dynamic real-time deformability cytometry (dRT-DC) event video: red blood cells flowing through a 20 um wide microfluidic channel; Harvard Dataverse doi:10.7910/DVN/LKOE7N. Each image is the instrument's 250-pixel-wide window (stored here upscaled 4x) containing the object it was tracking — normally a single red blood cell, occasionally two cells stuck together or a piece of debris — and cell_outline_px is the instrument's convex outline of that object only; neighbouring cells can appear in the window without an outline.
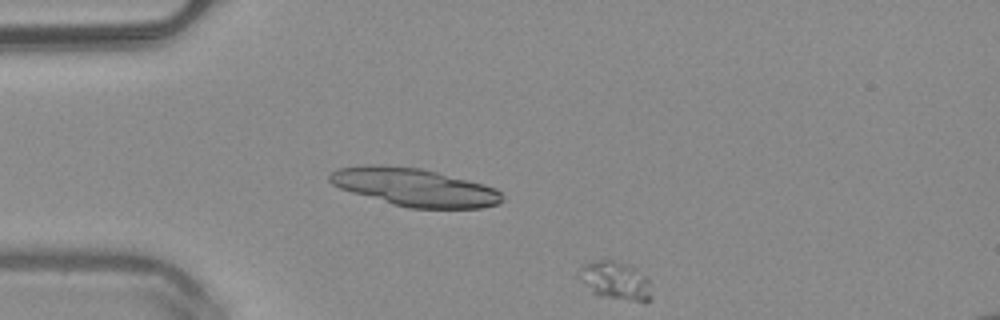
{"species": "common noctule bat (a hibernating species)", "species_latin": "Nyctalus noctula", "temperature_condition": "warm", "stored_images_in_passage": 13, "segment_of_instrument_passage": [2, 2], "camera_frame_rate_fps": 3000, "um_per_image_px": 0.085, "animal": {"sex": "male", "body_mass_g": 20.4}, "frame": {"image": 1, "passage_image": 13, "time_ms": 4.0, "image_size_px": [1000, 320], "cell_outline_px": [[652, 296], [644, 304], [596, 296], [580, 280], [580, 268], [584, 264], [600, 260], [612, 260], [628, 264], [648, 276]], "centroid_in_image_um": [52.37, 23.9], "position_along_channel_um": 32.6, "area_um2": 16.59}}